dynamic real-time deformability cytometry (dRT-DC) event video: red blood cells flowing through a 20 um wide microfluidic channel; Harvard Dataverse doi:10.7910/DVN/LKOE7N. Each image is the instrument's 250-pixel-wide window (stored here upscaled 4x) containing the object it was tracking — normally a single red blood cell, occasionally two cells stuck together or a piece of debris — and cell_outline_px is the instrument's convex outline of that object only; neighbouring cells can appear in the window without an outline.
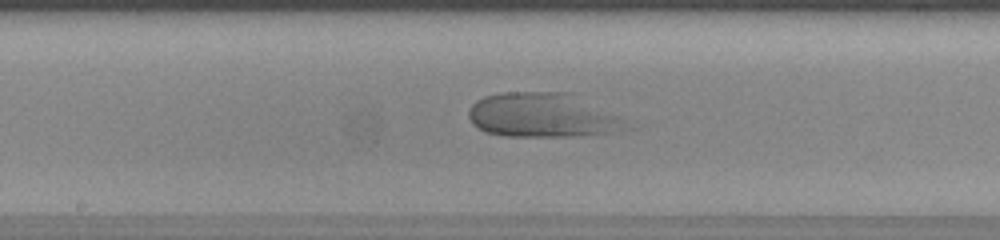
{"species": "human", "species_latin": "Homo sapiens", "temperature_condition": "warm", "stored_images_in_passage": 49, "camera_frame_rate_fps": 3000, "um_per_image_px": 0.085, "donor": {"sex": "female"}, "frame": {"image": 1, "passage_image": 26, "time_ms": 8.333, "image_size_px": [1000, 240], "cell_outline_px": [[636, 128], [580, 136], [504, 136], [484, 132], [472, 124], [468, 116], [468, 112], [472, 104], [476, 100], [484, 96], [500, 92], [572, 92], [624, 120]], "centroid_in_image_um": [46.09, 9.79], "position_along_channel_um": 202.1, "area_um2": 40.98}}
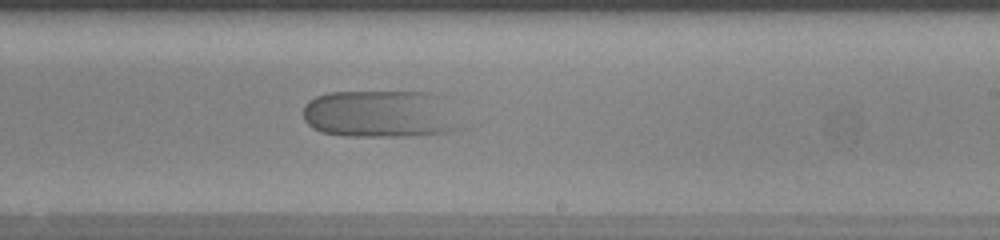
{"frame": {"image": 2, "passage_image": 30, "time_ms": 9.667, "image_size_px": [1000, 240], "cell_outline_px": [[476, 124], [468, 128], [452, 132], [416, 136], [344, 136], [320, 132], [312, 128], [304, 120], [304, 104], [308, 100], [316, 96], [328, 92], [432, 92], [440, 96]], "centroid_in_image_um": [32.59, 9.71], "position_along_channel_um": 256.4, "area_um2": 45.89}}